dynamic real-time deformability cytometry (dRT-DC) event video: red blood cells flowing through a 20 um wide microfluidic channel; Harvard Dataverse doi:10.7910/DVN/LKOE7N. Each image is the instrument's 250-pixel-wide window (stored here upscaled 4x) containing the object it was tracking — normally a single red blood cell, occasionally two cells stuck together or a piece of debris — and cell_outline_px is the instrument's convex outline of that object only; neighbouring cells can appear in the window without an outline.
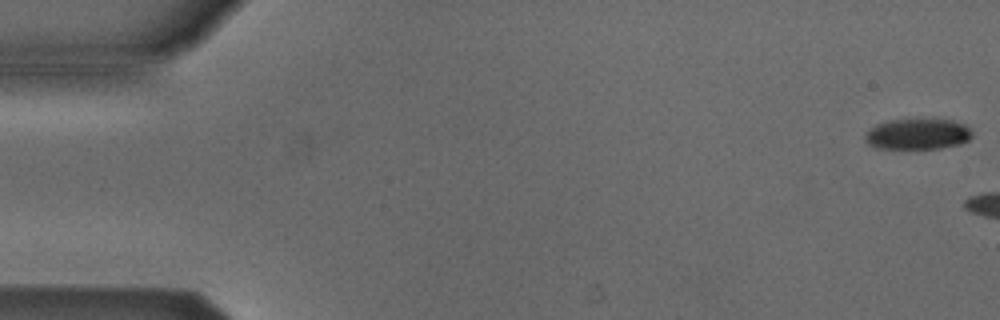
{"species": "Egyptian fruit bat (a non-hibernating species)", "species_latin": "Rousettus aegyptiacus", "temperature_condition": "cold", "stored_images_in_passage": 4, "camera_frame_rate_fps": 3000, "um_per_image_px": 0.085, "animal": {"sex": "male"}, "frame": {"image": 1, "passage_image": 1, "time_ms": 0.0, "image_size_px": [1000, 320], "cell_outline_px": [[972, 136], [968, 140], [960, 144], [940, 148], [876, 148], [868, 144], [864, 136], [876, 124], [888, 120], [924, 116], [952, 120], [964, 124], [972, 132]], "centroid_in_image_um": [78.02, 11.34], "position_along_channel_um": 7.0, "area_um2": 19.83}}